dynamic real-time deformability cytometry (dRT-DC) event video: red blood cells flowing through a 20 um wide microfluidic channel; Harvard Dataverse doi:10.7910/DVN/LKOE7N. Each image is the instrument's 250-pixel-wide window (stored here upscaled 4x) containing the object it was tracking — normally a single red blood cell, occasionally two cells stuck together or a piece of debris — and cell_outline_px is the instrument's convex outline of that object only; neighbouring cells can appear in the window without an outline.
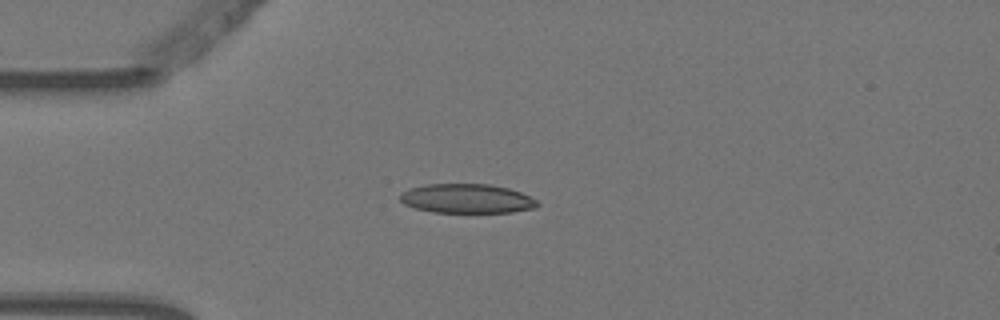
{"species": "Egyptian fruit bat (a non-hibernating species)", "species_latin": "Rousettus aegyptiacus", "temperature_condition": "warm", "stored_images_in_passage": 5, "camera_frame_rate_fps": 3000, "um_per_image_px": 0.085, "animal": {"sex": "female"}, "frame": {"image": 1, "passage_image": 3, "time_ms": 0.667, "image_size_px": [1000, 320], "cell_outline_px": [[540, 204], [536, 208], [512, 212], [432, 212], [416, 208], [404, 204], [400, 200], [400, 192], [424, 184], [492, 184], [508, 188], [520, 192], [536, 200]], "centroid_in_image_um": [39.68, 16.87], "position_along_channel_um": 45.3, "area_um2": 23.41}}
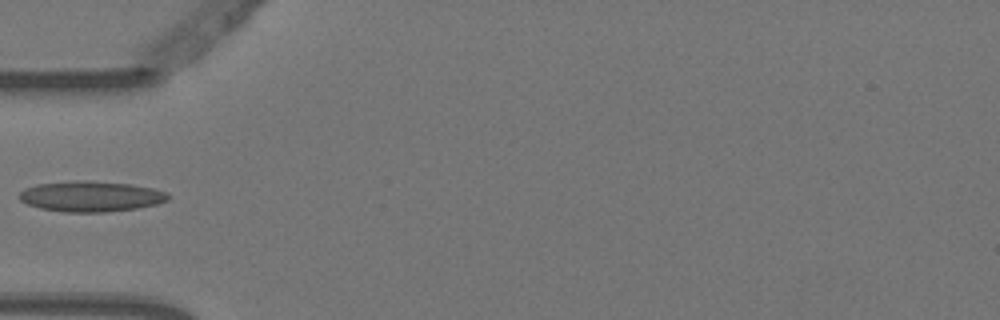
{"frame": {"image": 2, "passage_image": 4, "time_ms": 1.0, "image_size_px": [1000, 320], "cell_outline_px": [[172, 196], [168, 200], [156, 204], [136, 208], [104, 212], [64, 212], [40, 208], [28, 204], [20, 200], [20, 192], [24, 188], [36, 184], [76, 180], [88, 180], [132, 184], [152, 188], [168, 192]], "centroid_in_image_um": [7.74, 16.68], "position_along_channel_um": 77.3, "area_um2": 26.65}}
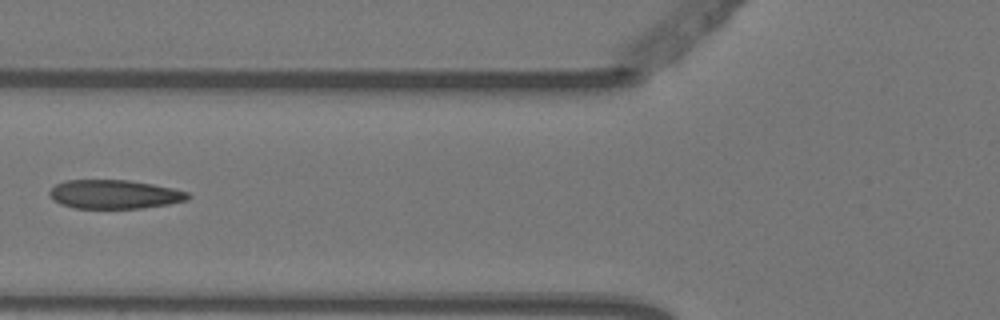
{"frame": {"image": 3, "passage_image": 5, "time_ms": 1.333, "image_size_px": [1000, 320], "cell_outline_px": [[192, 196], [188, 200], [168, 204], [140, 208], [76, 208], [60, 204], [48, 196], [48, 192], [56, 184], [64, 180], [128, 180], [152, 184], [172, 188], [188, 192]], "centroid_in_image_um": [9.71, 16.51], "position_along_channel_um": 116.1, "area_um2": 23.29}}